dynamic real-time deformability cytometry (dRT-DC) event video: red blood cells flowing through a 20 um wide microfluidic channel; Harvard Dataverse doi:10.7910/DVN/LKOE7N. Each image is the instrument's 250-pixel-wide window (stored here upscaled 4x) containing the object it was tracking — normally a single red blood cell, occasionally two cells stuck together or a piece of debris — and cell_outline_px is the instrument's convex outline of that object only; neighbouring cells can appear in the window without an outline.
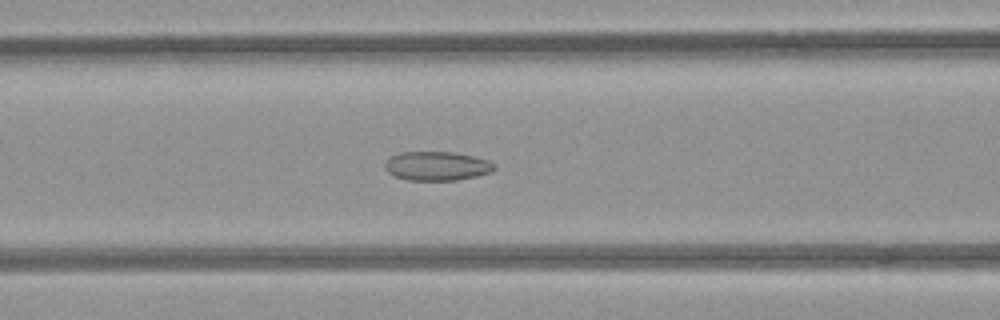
{"species": "common noctule bat (a hibernating species)", "species_latin": "Nyctalus noctula", "temperature_condition": "room temperature", "stored_images_in_passage": 52, "camera_frame_rate_fps": 3000, "um_per_image_px": 0.085, "animal": {"sex": "female", "body_mass_g": 21.9}, "frame": {"image": 1, "passage_image": 21, "time_ms": 6.667, "image_size_px": [1000, 320], "cell_outline_px": [[496, 168], [492, 172], [476, 176], [456, 180], [408, 180], [396, 176], [388, 172], [384, 168], [384, 164], [392, 156], [400, 152], [456, 152], [488, 160], [496, 164]], "centroid_in_image_um": [37.17, 14.11], "position_along_channel_um": 129.4, "area_um2": 18.5}}
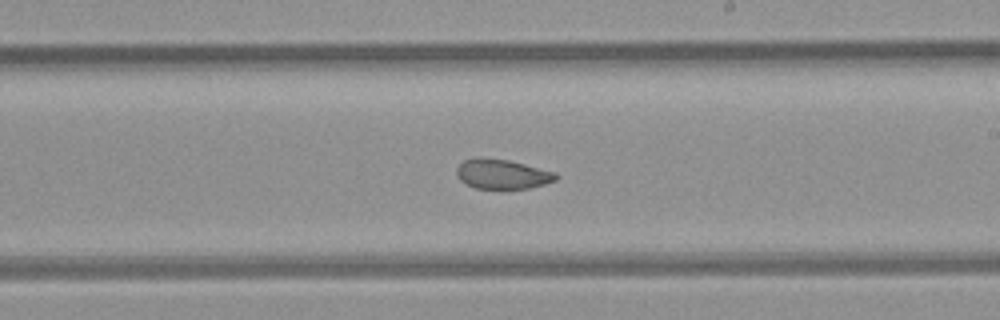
{"frame": {"image": 2, "passage_image": 30, "time_ms": 9.667, "image_size_px": [1000, 320], "cell_outline_px": [[560, 176], [556, 180], [544, 184], [528, 188], [476, 188], [460, 180], [456, 176], [456, 168], [464, 160], [476, 156], [480, 156], [508, 160], [556, 172]], "centroid_in_image_um": [42.68, 14.77], "position_along_channel_um": 246.3, "area_um2": 17.22}}
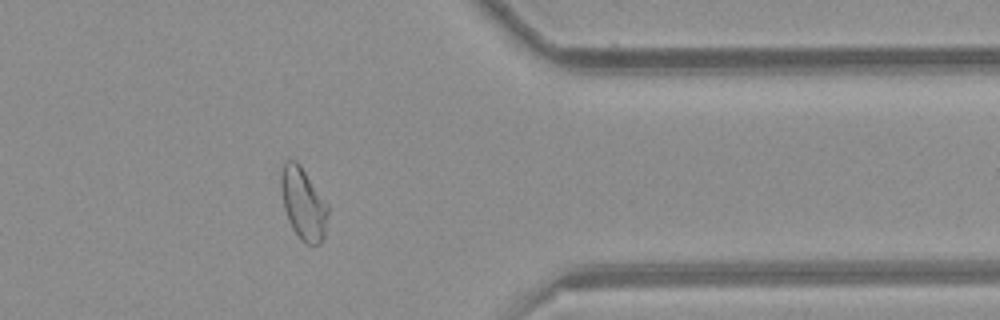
{"frame": {"image": 3, "passage_image": 42, "time_ms": 13.667, "image_size_px": [1000, 320], "cell_outline_px": [[328, 212], [324, 240], [320, 244], [304, 244], [300, 240], [292, 228], [288, 220], [284, 208], [280, 184], [280, 168], [284, 160], [296, 160], [300, 164], [328, 204]], "centroid_in_image_um": [25.77, 17.3], "position_along_channel_um": 385.6, "area_um2": 20.06}, "authors_computed_cell_mechanics": {"area_um2": 20.2011, "velocity_mm_per_s": 3.8956, "shape_relaxation_time_tau1_ms": null, "shape_relaxation_time_tau2_ms": 1.5057, "deformation_change_tau1": null, "deformation_change_tau2": 0.0694}}